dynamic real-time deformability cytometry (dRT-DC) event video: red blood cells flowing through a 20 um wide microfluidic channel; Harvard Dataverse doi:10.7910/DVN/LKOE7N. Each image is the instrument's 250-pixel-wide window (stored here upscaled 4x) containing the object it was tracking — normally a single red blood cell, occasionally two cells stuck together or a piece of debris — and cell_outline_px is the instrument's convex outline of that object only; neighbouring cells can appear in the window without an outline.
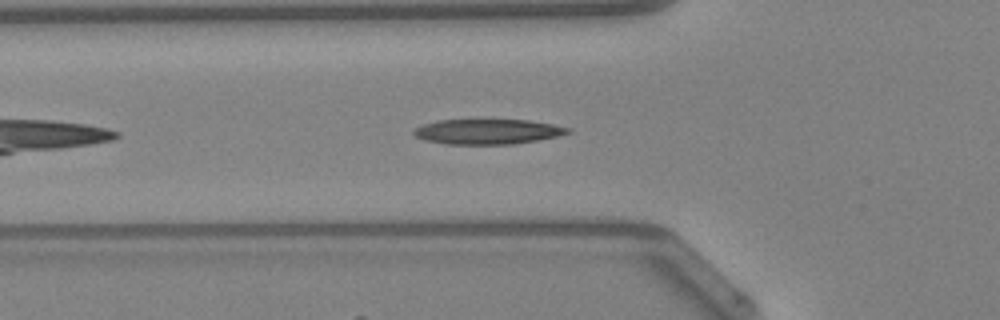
{"species": "Egyptian fruit bat (a non-hibernating species)", "species_latin": "Rousettus aegyptiacus", "temperature_condition": "warm", "stored_images_in_passage": 28, "camera_frame_rate_fps": 3000, "um_per_image_px": 0.085, "animal": {"sex": "female"}, "frame": {"image": 1, "passage_image": 5, "time_ms": 1.333, "image_size_px": [1000, 320], "cell_outline_px": [[572, 132], [540, 140], [512, 144], [448, 144], [424, 140], [416, 136], [412, 132], [416, 128], [424, 124], [440, 120], [528, 120], [552, 124], [572, 128]], "centroid_in_image_um": [41.49, 11.19], "position_along_channel_um": 84.3, "area_um2": 22.43}, "authors_computed_cell_mechanics": {"area_um2": 22.2819, "velocity_mm_per_s": 4.2632, "shape_relaxation_time_tau1_ms": 5.2303, "shape_relaxation_time_tau2_ms": 3.0482, "deformation_change_tau1": 0.1988, "deformation_change_tau2": 0.1338}}